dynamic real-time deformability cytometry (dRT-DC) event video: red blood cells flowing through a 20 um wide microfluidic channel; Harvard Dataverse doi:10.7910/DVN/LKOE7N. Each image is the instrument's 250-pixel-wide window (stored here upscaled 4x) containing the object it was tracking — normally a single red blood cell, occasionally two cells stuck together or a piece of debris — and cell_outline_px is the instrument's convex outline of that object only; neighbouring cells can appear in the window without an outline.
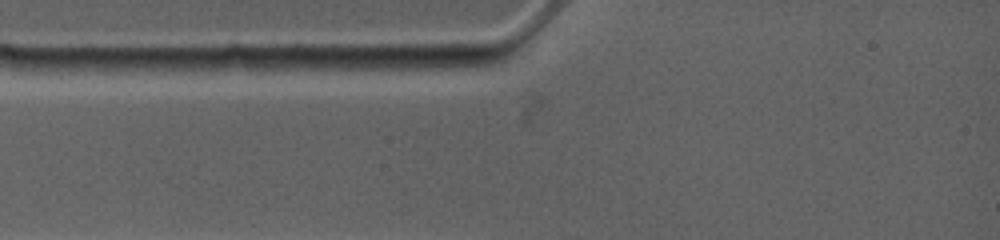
{"species": "common noctule bat (a hibernating species)", "species_latin": "Nyctalus noctula", "temperature_condition": "warm", "stored_images_in_passage": 2, "camera_frame_rate_fps": 4500, "um_per_image_px": 0.085, "animal": {"sex": "female", "body_mass_g": 19.0, "forearm_length_mm": 53.3}, "frame": {"image": 1, "passage_image": 1, "time_ms": 0.0, "image_size_px": [1000, 240], "cell_outline_px": [[504, 56], [500, 60], [488, 64], [460, 68], [400, 76], [372, 68], [380, 56], [500, 52]], "centroid_in_image_um": [36.81, 5.31], "position_along_channel_um": 48.2, "area_um2": 14.22}}